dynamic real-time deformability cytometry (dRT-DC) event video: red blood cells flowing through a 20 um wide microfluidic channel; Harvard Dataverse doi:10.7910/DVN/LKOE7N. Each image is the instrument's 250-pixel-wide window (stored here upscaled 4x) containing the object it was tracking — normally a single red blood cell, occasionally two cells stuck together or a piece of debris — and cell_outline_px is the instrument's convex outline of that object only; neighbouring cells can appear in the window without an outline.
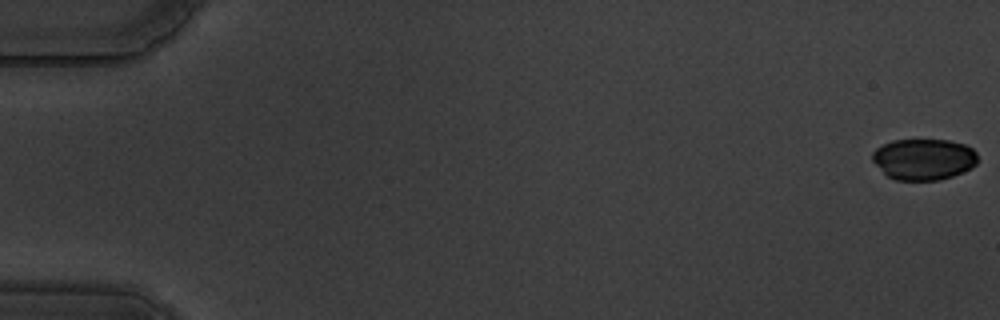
{"species": "common noctule bat (a hibernating species)", "species_latin": "Nyctalus noctula", "temperature_condition": "warm", "stored_images_in_passage": 59, "camera_frame_rate_fps": 3000, "um_per_image_px": 0.085, "animal": {"sex": "male", "body_mass_g": 19.5, "forearm_length_mm": 54.6}, "frame": {"image": 1, "passage_image": 1, "time_ms": 0.0, "image_size_px": [1000, 320], "cell_outline_px": [[976, 164], [972, 168], [952, 176], [940, 180], [896, 180], [888, 176], [872, 160], [872, 152], [876, 148], [892, 140], [948, 140], [964, 144], [972, 148], [976, 152]], "centroid_in_image_um": [78.52, 13.53], "position_along_channel_um": 6.5, "area_um2": 25.2}}
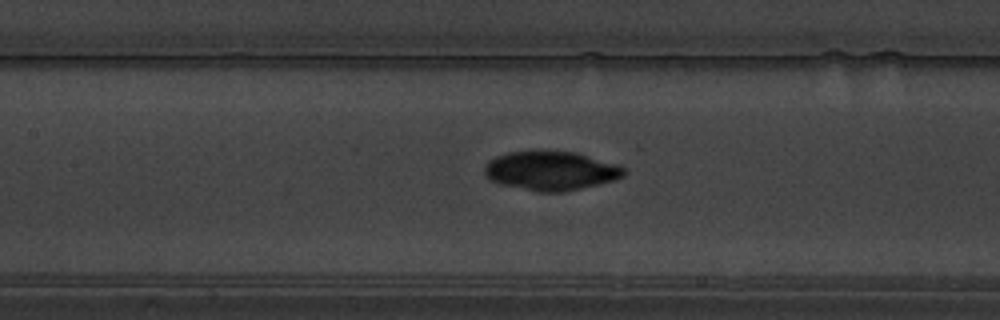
{"frame": {"image": 2, "passage_image": 28, "time_ms": 9.0, "image_size_px": [1000, 320], "cell_outline_px": [[628, 172], [624, 176], [612, 180], [580, 188], [560, 192], [536, 192], [500, 184], [488, 180], [484, 172], [484, 168], [488, 160], [496, 156], [508, 152], [576, 152], [620, 164]], "centroid_in_image_um": [46.82, 14.52], "position_along_channel_um": 160.6, "area_um2": 31.67}}
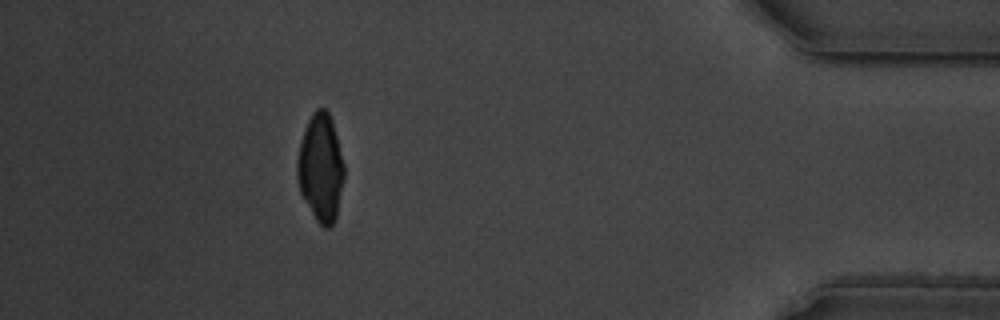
{"frame": {"image": 3, "passage_image": 53, "time_ms": 17.333, "image_size_px": [1000, 320], "cell_outline_px": [[344, 176], [336, 216], [332, 224], [328, 228], [324, 228], [316, 220], [304, 200], [300, 192], [296, 176], [296, 160], [300, 140], [308, 120], [312, 112], [316, 108], [324, 108], [328, 112], [332, 120], [344, 164]], "centroid_in_image_um": [27.23, 14.24], "position_along_channel_um": 408.0, "area_um2": 29.48}, "authors_computed_cell_mechanics": {"area_um2": 29.5936, "velocity_mm_per_s": 3.5387, "shape_relaxation_time_tau1_ms": 6.0042, "shape_relaxation_time_tau2_ms": 2.3176, "deformation_change_tau1": 0.1376, "deformation_change_tau2": 0.0497}}